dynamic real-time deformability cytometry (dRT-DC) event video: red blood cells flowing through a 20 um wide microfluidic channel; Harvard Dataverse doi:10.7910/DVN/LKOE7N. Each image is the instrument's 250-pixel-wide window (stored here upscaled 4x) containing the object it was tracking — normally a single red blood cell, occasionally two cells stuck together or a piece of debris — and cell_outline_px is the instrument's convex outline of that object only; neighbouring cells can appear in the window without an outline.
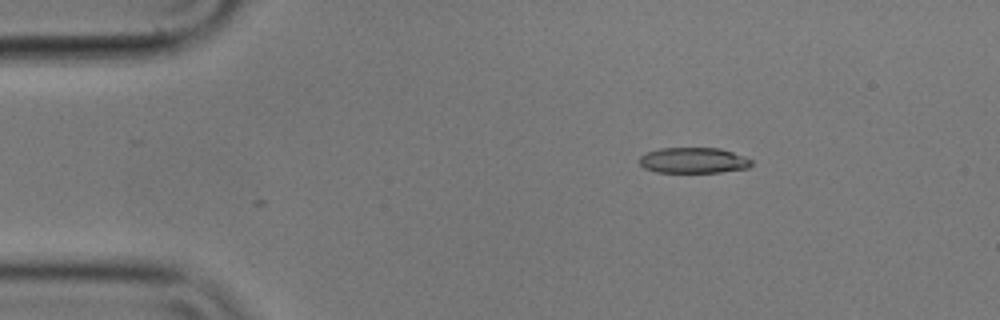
{"species": "common noctule bat (a hibernating species)", "species_latin": "Nyctalus noctula", "temperature_condition": "cold", "stored_images_in_passage": 48, "camera_frame_rate_fps": 3000, "um_per_image_px": 0.085, "animal": {"sex": "male", "body_mass_g": 17.9}, "frame": {"image": 1, "passage_image": 1, "time_ms": 0.0, "image_size_px": [1000, 320], "cell_outline_px": [[752, 164], [748, 168], [720, 172], [656, 172], [644, 168], [640, 164], [640, 156], [648, 152], [660, 148], [720, 148], [744, 156], [752, 160]], "centroid_in_image_um": [58.95, 13.63], "position_along_channel_um": 26.0, "area_um2": 16.7}}
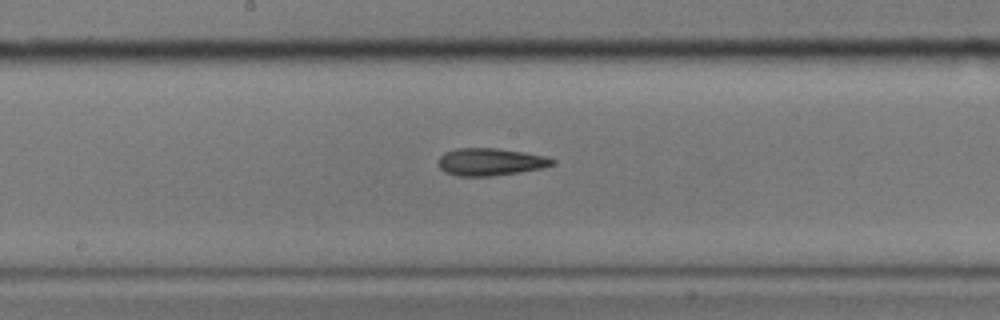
{"frame": {"image": 2, "passage_image": 21, "time_ms": 6.667, "image_size_px": [1000, 320], "cell_outline_px": [[556, 160], [552, 164], [544, 168], [520, 172], [492, 176], [456, 176], [444, 172], [440, 168], [440, 156], [444, 152], [456, 148], [496, 148], [524, 152], [548, 156]], "centroid_in_image_um": [41.7, 13.76], "position_along_channel_um": 206.5, "area_um2": 18.32}}
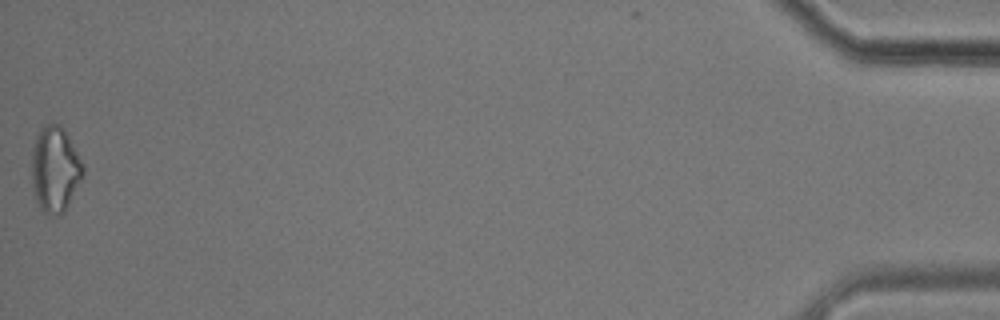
{"frame": {"image": 3, "passage_image": 48, "time_ms": 15.667, "image_size_px": [1000, 320], "cell_outline_px": [[84, 172], [64, 212], [56, 216], [48, 216], [40, 208], [36, 200], [32, 188], [32, 148], [36, 136], [40, 128], [44, 124], [60, 124], [64, 128], [84, 164]], "centroid_in_image_um": [4.66, 14.38], "position_along_channel_um": 430.5, "area_um2": 25.72}, "authors_computed_cell_mechanics": {"area_um2": 18.0914, "velocity_mm_per_s": 3.568, "shape_relaxation_time_tau1_ms": 11.1569, "shape_relaxation_time_tau2_ms": 4.1206, "deformation_change_tau1": 0.2248, "deformation_change_tau2": 0.1369}}